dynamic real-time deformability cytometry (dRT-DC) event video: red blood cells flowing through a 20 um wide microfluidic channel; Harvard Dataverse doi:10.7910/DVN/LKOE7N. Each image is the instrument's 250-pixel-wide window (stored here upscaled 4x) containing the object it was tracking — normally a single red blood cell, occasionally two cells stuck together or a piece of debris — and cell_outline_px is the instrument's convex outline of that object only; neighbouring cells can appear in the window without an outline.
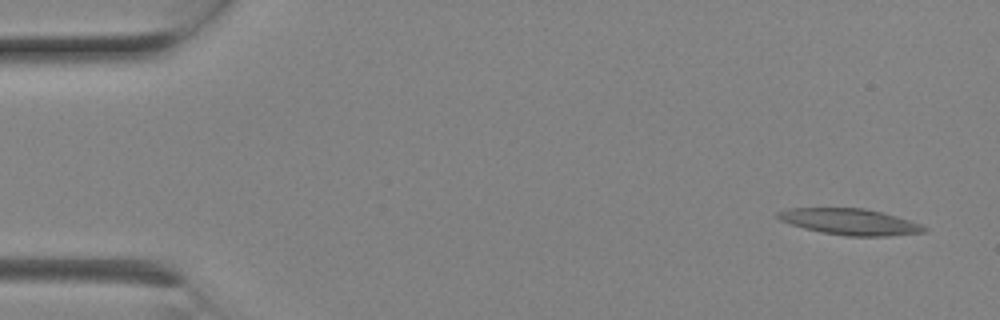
{"species": "Egyptian fruit bat (a non-hibernating species)", "species_latin": "Rousettus aegyptiacus", "temperature_condition": "room temperature", "stored_images_in_passage": 6, "camera_frame_rate_fps": 3000, "um_per_image_px": 0.085, "animal": {"sex": "female"}, "frame": {"image": 1, "passage_image": 1, "time_ms": 0.0, "image_size_px": [1000, 320], "cell_outline_px": [[928, 228], [924, 232], [888, 236], [848, 236], [820, 232], [804, 228], [780, 220], [776, 216], [776, 212], [788, 208], [864, 208], [896, 216], [920, 224]], "centroid_in_image_um": [72.22, 18.85], "position_along_channel_um": 12.8, "area_um2": 22.14}}